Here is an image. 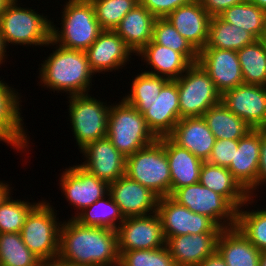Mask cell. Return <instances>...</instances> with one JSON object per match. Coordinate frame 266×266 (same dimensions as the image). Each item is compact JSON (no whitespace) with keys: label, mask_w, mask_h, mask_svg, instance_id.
<instances>
[{"label":"cell","mask_w":266,"mask_h":266,"mask_svg":"<svg viewBox=\"0 0 266 266\" xmlns=\"http://www.w3.org/2000/svg\"><path fill=\"white\" fill-rule=\"evenodd\" d=\"M68 219L63 220L60 227L57 258L76 266L119 264L117 231Z\"/></svg>","instance_id":"obj_1"},{"label":"cell","mask_w":266,"mask_h":266,"mask_svg":"<svg viewBox=\"0 0 266 266\" xmlns=\"http://www.w3.org/2000/svg\"><path fill=\"white\" fill-rule=\"evenodd\" d=\"M49 46L55 50H51L52 53L38 65L39 86L68 96L89 94L96 76L89 66L85 51L66 49L52 40L45 47Z\"/></svg>","instance_id":"obj_2"},{"label":"cell","mask_w":266,"mask_h":266,"mask_svg":"<svg viewBox=\"0 0 266 266\" xmlns=\"http://www.w3.org/2000/svg\"><path fill=\"white\" fill-rule=\"evenodd\" d=\"M19 2L20 0H13L0 15V33L6 47L11 44L24 47L46 46L51 40V17L49 19L48 15L45 16L32 7H23Z\"/></svg>","instance_id":"obj_3"},{"label":"cell","mask_w":266,"mask_h":266,"mask_svg":"<svg viewBox=\"0 0 266 266\" xmlns=\"http://www.w3.org/2000/svg\"><path fill=\"white\" fill-rule=\"evenodd\" d=\"M63 5L61 28L52 20L51 40L66 49L86 51L102 31L94 7L90 0H67Z\"/></svg>","instance_id":"obj_4"},{"label":"cell","mask_w":266,"mask_h":266,"mask_svg":"<svg viewBox=\"0 0 266 266\" xmlns=\"http://www.w3.org/2000/svg\"><path fill=\"white\" fill-rule=\"evenodd\" d=\"M107 137L125 157L158 139L147 126L143 114L123 98L118 103L115 101L111 104Z\"/></svg>","instance_id":"obj_5"},{"label":"cell","mask_w":266,"mask_h":266,"mask_svg":"<svg viewBox=\"0 0 266 266\" xmlns=\"http://www.w3.org/2000/svg\"><path fill=\"white\" fill-rule=\"evenodd\" d=\"M68 120L79 152L89 143L107 136V126L111 103L96 99L90 94L66 96ZM110 103V104H109Z\"/></svg>","instance_id":"obj_6"},{"label":"cell","mask_w":266,"mask_h":266,"mask_svg":"<svg viewBox=\"0 0 266 266\" xmlns=\"http://www.w3.org/2000/svg\"><path fill=\"white\" fill-rule=\"evenodd\" d=\"M125 175L159 197L171 195V173L164 145L152 144L126 157Z\"/></svg>","instance_id":"obj_7"},{"label":"cell","mask_w":266,"mask_h":266,"mask_svg":"<svg viewBox=\"0 0 266 266\" xmlns=\"http://www.w3.org/2000/svg\"><path fill=\"white\" fill-rule=\"evenodd\" d=\"M48 200L41 202L28 214L21 237L28 249L41 261L58 257L59 232L62 221Z\"/></svg>","instance_id":"obj_8"},{"label":"cell","mask_w":266,"mask_h":266,"mask_svg":"<svg viewBox=\"0 0 266 266\" xmlns=\"http://www.w3.org/2000/svg\"><path fill=\"white\" fill-rule=\"evenodd\" d=\"M176 82L180 119L202 117L209 108L221 102V93L198 62L191 64Z\"/></svg>","instance_id":"obj_9"},{"label":"cell","mask_w":266,"mask_h":266,"mask_svg":"<svg viewBox=\"0 0 266 266\" xmlns=\"http://www.w3.org/2000/svg\"><path fill=\"white\" fill-rule=\"evenodd\" d=\"M170 197L190 211L210 217L222 229L236 227L237 210L223 196L200 183L176 189Z\"/></svg>","instance_id":"obj_10"},{"label":"cell","mask_w":266,"mask_h":266,"mask_svg":"<svg viewBox=\"0 0 266 266\" xmlns=\"http://www.w3.org/2000/svg\"><path fill=\"white\" fill-rule=\"evenodd\" d=\"M66 167L59 178V190L69 206H73L75 218L85 208L109 193V184L98 179L80 164Z\"/></svg>","instance_id":"obj_11"},{"label":"cell","mask_w":266,"mask_h":266,"mask_svg":"<svg viewBox=\"0 0 266 266\" xmlns=\"http://www.w3.org/2000/svg\"><path fill=\"white\" fill-rule=\"evenodd\" d=\"M157 213L162 222L165 238L222 231L213 219L190 211L170 196L159 198Z\"/></svg>","instance_id":"obj_12"},{"label":"cell","mask_w":266,"mask_h":266,"mask_svg":"<svg viewBox=\"0 0 266 266\" xmlns=\"http://www.w3.org/2000/svg\"><path fill=\"white\" fill-rule=\"evenodd\" d=\"M8 84L3 79L0 80V143H7L6 145L17 153H28L31 144L28 129L24 127L21 115V92Z\"/></svg>","instance_id":"obj_13"},{"label":"cell","mask_w":266,"mask_h":266,"mask_svg":"<svg viewBox=\"0 0 266 266\" xmlns=\"http://www.w3.org/2000/svg\"><path fill=\"white\" fill-rule=\"evenodd\" d=\"M119 255L123 251L156 249L166 246L162 222L157 212L127 217L117 229Z\"/></svg>","instance_id":"obj_14"},{"label":"cell","mask_w":266,"mask_h":266,"mask_svg":"<svg viewBox=\"0 0 266 266\" xmlns=\"http://www.w3.org/2000/svg\"><path fill=\"white\" fill-rule=\"evenodd\" d=\"M221 102L253 129H266V86L240 84L225 91Z\"/></svg>","instance_id":"obj_15"},{"label":"cell","mask_w":266,"mask_h":266,"mask_svg":"<svg viewBox=\"0 0 266 266\" xmlns=\"http://www.w3.org/2000/svg\"><path fill=\"white\" fill-rule=\"evenodd\" d=\"M85 53L95 75L125 70L136 56L114 30H102Z\"/></svg>","instance_id":"obj_16"},{"label":"cell","mask_w":266,"mask_h":266,"mask_svg":"<svg viewBox=\"0 0 266 266\" xmlns=\"http://www.w3.org/2000/svg\"><path fill=\"white\" fill-rule=\"evenodd\" d=\"M80 153L85 158L80 165L108 184L125 175L126 157L107 136L89 143Z\"/></svg>","instance_id":"obj_17"},{"label":"cell","mask_w":266,"mask_h":266,"mask_svg":"<svg viewBox=\"0 0 266 266\" xmlns=\"http://www.w3.org/2000/svg\"><path fill=\"white\" fill-rule=\"evenodd\" d=\"M109 194L124 218L157 212L160 197L126 175L109 184Z\"/></svg>","instance_id":"obj_18"},{"label":"cell","mask_w":266,"mask_h":266,"mask_svg":"<svg viewBox=\"0 0 266 266\" xmlns=\"http://www.w3.org/2000/svg\"><path fill=\"white\" fill-rule=\"evenodd\" d=\"M197 62L210 76L221 95L244 83L236 51L203 48Z\"/></svg>","instance_id":"obj_19"},{"label":"cell","mask_w":266,"mask_h":266,"mask_svg":"<svg viewBox=\"0 0 266 266\" xmlns=\"http://www.w3.org/2000/svg\"><path fill=\"white\" fill-rule=\"evenodd\" d=\"M179 92L176 80H168L157 99L143 113L147 126L157 137L169 136L180 120Z\"/></svg>","instance_id":"obj_20"},{"label":"cell","mask_w":266,"mask_h":266,"mask_svg":"<svg viewBox=\"0 0 266 266\" xmlns=\"http://www.w3.org/2000/svg\"><path fill=\"white\" fill-rule=\"evenodd\" d=\"M166 19L198 52L206 46L211 16L199 0L180 6Z\"/></svg>","instance_id":"obj_21"},{"label":"cell","mask_w":266,"mask_h":266,"mask_svg":"<svg viewBox=\"0 0 266 266\" xmlns=\"http://www.w3.org/2000/svg\"><path fill=\"white\" fill-rule=\"evenodd\" d=\"M261 129H252L238 140L234 160L228 170L240 186L248 192L255 184L259 169Z\"/></svg>","instance_id":"obj_22"},{"label":"cell","mask_w":266,"mask_h":266,"mask_svg":"<svg viewBox=\"0 0 266 266\" xmlns=\"http://www.w3.org/2000/svg\"><path fill=\"white\" fill-rule=\"evenodd\" d=\"M220 233L187 234L166 238V247L176 266H198L217 250Z\"/></svg>","instance_id":"obj_23"},{"label":"cell","mask_w":266,"mask_h":266,"mask_svg":"<svg viewBox=\"0 0 266 266\" xmlns=\"http://www.w3.org/2000/svg\"><path fill=\"white\" fill-rule=\"evenodd\" d=\"M169 137L202 161L208 160L216 142L203 117L181 118Z\"/></svg>","instance_id":"obj_24"},{"label":"cell","mask_w":266,"mask_h":266,"mask_svg":"<svg viewBox=\"0 0 266 266\" xmlns=\"http://www.w3.org/2000/svg\"><path fill=\"white\" fill-rule=\"evenodd\" d=\"M158 140L164 145L171 173V194L179 188L199 183L202 164L187 149L177 145L169 136L160 137Z\"/></svg>","instance_id":"obj_25"},{"label":"cell","mask_w":266,"mask_h":266,"mask_svg":"<svg viewBox=\"0 0 266 266\" xmlns=\"http://www.w3.org/2000/svg\"><path fill=\"white\" fill-rule=\"evenodd\" d=\"M146 68L142 71L164 77L168 80L178 79L191 65V63L179 52L169 47L156 44L151 40L137 54ZM151 68V70H150Z\"/></svg>","instance_id":"obj_26"},{"label":"cell","mask_w":266,"mask_h":266,"mask_svg":"<svg viewBox=\"0 0 266 266\" xmlns=\"http://www.w3.org/2000/svg\"><path fill=\"white\" fill-rule=\"evenodd\" d=\"M155 20L156 17L139 3L123 17L114 31L136 55L153 39Z\"/></svg>","instance_id":"obj_27"},{"label":"cell","mask_w":266,"mask_h":266,"mask_svg":"<svg viewBox=\"0 0 266 266\" xmlns=\"http://www.w3.org/2000/svg\"><path fill=\"white\" fill-rule=\"evenodd\" d=\"M217 251L227 266H259L261 251L237 227L222 229Z\"/></svg>","instance_id":"obj_28"},{"label":"cell","mask_w":266,"mask_h":266,"mask_svg":"<svg viewBox=\"0 0 266 266\" xmlns=\"http://www.w3.org/2000/svg\"><path fill=\"white\" fill-rule=\"evenodd\" d=\"M199 183L223 196L236 210L249 198L248 193L234 179L228 168L207 161L202 164Z\"/></svg>","instance_id":"obj_29"},{"label":"cell","mask_w":266,"mask_h":266,"mask_svg":"<svg viewBox=\"0 0 266 266\" xmlns=\"http://www.w3.org/2000/svg\"><path fill=\"white\" fill-rule=\"evenodd\" d=\"M202 117L216 140H239L253 129L240 117L229 111L222 102L209 108Z\"/></svg>","instance_id":"obj_30"},{"label":"cell","mask_w":266,"mask_h":266,"mask_svg":"<svg viewBox=\"0 0 266 266\" xmlns=\"http://www.w3.org/2000/svg\"><path fill=\"white\" fill-rule=\"evenodd\" d=\"M257 39L244 29L225 22L219 16H212L204 48H217L238 51L254 43Z\"/></svg>","instance_id":"obj_31"},{"label":"cell","mask_w":266,"mask_h":266,"mask_svg":"<svg viewBox=\"0 0 266 266\" xmlns=\"http://www.w3.org/2000/svg\"><path fill=\"white\" fill-rule=\"evenodd\" d=\"M218 16L225 22L250 32L257 40L266 38V11L252 2L233 5Z\"/></svg>","instance_id":"obj_32"},{"label":"cell","mask_w":266,"mask_h":266,"mask_svg":"<svg viewBox=\"0 0 266 266\" xmlns=\"http://www.w3.org/2000/svg\"><path fill=\"white\" fill-rule=\"evenodd\" d=\"M255 201H257L256 198L249 197L237 210L236 227L258 250L263 252L266 251V208L256 210L249 208V205H254Z\"/></svg>","instance_id":"obj_33"},{"label":"cell","mask_w":266,"mask_h":266,"mask_svg":"<svg viewBox=\"0 0 266 266\" xmlns=\"http://www.w3.org/2000/svg\"><path fill=\"white\" fill-rule=\"evenodd\" d=\"M74 219L85 226L104 227L115 231L125 220L109 193L85 208Z\"/></svg>","instance_id":"obj_34"},{"label":"cell","mask_w":266,"mask_h":266,"mask_svg":"<svg viewBox=\"0 0 266 266\" xmlns=\"http://www.w3.org/2000/svg\"><path fill=\"white\" fill-rule=\"evenodd\" d=\"M236 52L244 83L266 86V40L258 39Z\"/></svg>","instance_id":"obj_35"},{"label":"cell","mask_w":266,"mask_h":266,"mask_svg":"<svg viewBox=\"0 0 266 266\" xmlns=\"http://www.w3.org/2000/svg\"><path fill=\"white\" fill-rule=\"evenodd\" d=\"M130 80H132L131 90L121 97L141 114L150 108L151 103L157 99L163 85L168 81L164 77L142 72V70Z\"/></svg>","instance_id":"obj_36"},{"label":"cell","mask_w":266,"mask_h":266,"mask_svg":"<svg viewBox=\"0 0 266 266\" xmlns=\"http://www.w3.org/2000/svg\"><path fill=\"white\" fill-rule=\"evenodd\" d=\"M41 263L24 244L20 233H0V266H41Z\"/></svg>","instance_id":"obj_37"},{"label":"cell","mask_w":266,"mask_h":266,"mask_svg":"<svg viewBox=\"0 0 266 266\" xmlns=\"http://www.w3.org/2000/svg\"><path fill=\"white\" fill-rule=\"evenodd\" d=\"M156 44L181 53L191 64L198 61L199 52L188 42L166 18H156L153 39Z\"/></svg>","instance_id":"obj_38"},{"label":"cell","mask_w":266,"mask_h":266,"mask_svg":"<svg viewBox=\"0 0 266 266\" xmlns=\"http://www.w3.org/2000/svg\"><path fill=\"white\" fill-rule=\"evenodd\" d=\"M12 195L0 205V233H20L28 214L41 202L14 200Z\"/></svg>","instance_id":"obj_39"},{"label":"cell","mask_w":266,"mask_h":266,"mask_svg":"<svg viewBox=\"0 0 266 266\" xmlns=\"http://www.w3.org/2000/svg\"><path fill=\"white\" fill-rule=\"evenodd\" d=\"M95 17L102 30H115L123 17L131 11L139 0H90Z\"/></svg>","instance_id":"obj_40"},{"label":"cell","mask_w":266,"mask_h":266,"mask_svg":"<svg viewBox=\"0 0 266 266\" xmlns=\"http://www.w3.org/2000/svg\"><path fill=\"white\" fill-rule=\"evenodd\" d=\"M121 266H176L166 246L156 249L123 251Z\"/></svg>","instance_id":"obj_41"},{"label":"cell","mask_w":266,"mask_h":266,"mask_svg":"<svg viewBox=\"0 0 266 266\" xmlns=\"http://www.w3.org/2000/svg\"><path fill=\"white\" fill-rule=\"evenodd\" d=\"M237 148L238 140H216L207 162L213 165L228 168L232 160H234L235 149Z\"/></svg>","instance_id":"obj_42"},{"label":"cell","mask_w":266,"mask_h":266,"mask_svg":"<svg viewBox=\"0 0 266 266\" xmlns=\"http://www.w3.org/2000/svg\"><path fill=\"white\" fill-rule=\"evenodd\" d=\"M156 18H166L171 12L192 0H139Z\"/></svg>","instance_id":"obj_43"},{"label":"cell","mask_w":266,"mask_h":266,"mask_svg":"<svg viewBox=\"0 0 266 266\" xmlns=\"http://www.w3.org/2000/svg\"><path fill=\"white\" fill-rule=\"evenodd\" d=\"M263 185L264 187L266 186V130L265 129H261V146H260L258 175H257L256 184L247 192L249 197H255V198L257 197L258 199L257 195V192H259L258 189H261Z\"/></svg>","instance_id":"obj_44"},{"label":"cell","mask_w":266,"mask_h":266,"mask_svg":"<svg viewBox=\"0 0 266 266\" xmlns=\"http://www.w3.org/2000/svg\"><path fill=\"white\" fill-rule=\"evenodd\" d=\"M203 9L212 17L218 16L224 10L238 5L246 0H199Z\"/></svg>","instance_id":"obj_45"},{"label":"cell","mask_w":266,"mask_h":266,"mask_svg":"<svg viewBox=\"0 0 266 266\" xmlns=\"http://www.w3.org/2000/svg\"><path fill=\"white\" fill-rule=\"evenodd\" d=\"M198 266H227V264L216 250L213 254L206 257Z\"/></svg>","instance_id":"obj_46"},{"label":"cell","mask_w":266,"mask_h":266,"mask_svg":"<svg viewBox=\"0 0 266 266\" xmlns=\"http://www.w3.org/2000/svg\"><path fill=\"white\" fill-rule=\"evenodd\" d=\"M12 184H9V182L1 181L0 180V205L7 200V198L11 195L14 187H11Z\"/></svg>","instance_id":"obj_47"},{"label":"cell","mask_w":266,"mask_h":266,"mask_svg":"<svg viewBox=\"0 0 266 266\" xmlns=\"http://www.w3.org/2000/svg\"><path fill=\"white\" fill-rule=\"evenodd\" d=\"M7 49L9 48L6 47L3 37L0 33V67L2 66L3 63L5 64V62H7L6 60L8 56H10L7 54Z\"/></svg>","instance_id":"obj_48"},{"label":"cell","mask_w":266,"mask_h":266,"mask_svg":"<svg viewBox=\"0 0 266 266\" xmlns=\"http://www.w3.org/2000/svg\"><path fill=\"white\" fill-rule=\"evenodd\" d=\"M41 266H76L60 260L59 258L42 261Z\"/></svg>","instance_id":"obj_49"},{"label":"cell","mask_w":266,"mask_h":266,"mask_svg":"<svg viewBox=\"0 0 266 266\" xmlns=\"http://www.w3.org/2000/svg\"><path fill=\"white\" fill-rule=\"evenodd\" d=\"M246 1H249V2H252L253 4H256L261 9L266 11V0H246Z\"/></svg>","instance_id":"obj_50"},{"label":"cell","mask_w":266,"mask_h":266,"mask_svg":"<svg viewBox=\"0 0 266 266\" xmlns=\"http://www.w3.org/2000/svg\"><path fill=\"white\" fill-rule=\"evenodd\" d=\"M13 0H0V15L5 11L7 6L12 2Z\"/></svg>","instance_id":"obj_51"},{"label":"cell","mask_w":266,"mask_h":266,"mask_svg":"<svg viewBox=\"0 0 266 266\" xmlns=\"http://www.w3.org/2000/svg\"><path fill=\"white\" fill-rule=\"evenodd\" d=\"M259 266H266V251L261 252Z\"/></svg>","instance_id":"obj_52"}]
</instances>
